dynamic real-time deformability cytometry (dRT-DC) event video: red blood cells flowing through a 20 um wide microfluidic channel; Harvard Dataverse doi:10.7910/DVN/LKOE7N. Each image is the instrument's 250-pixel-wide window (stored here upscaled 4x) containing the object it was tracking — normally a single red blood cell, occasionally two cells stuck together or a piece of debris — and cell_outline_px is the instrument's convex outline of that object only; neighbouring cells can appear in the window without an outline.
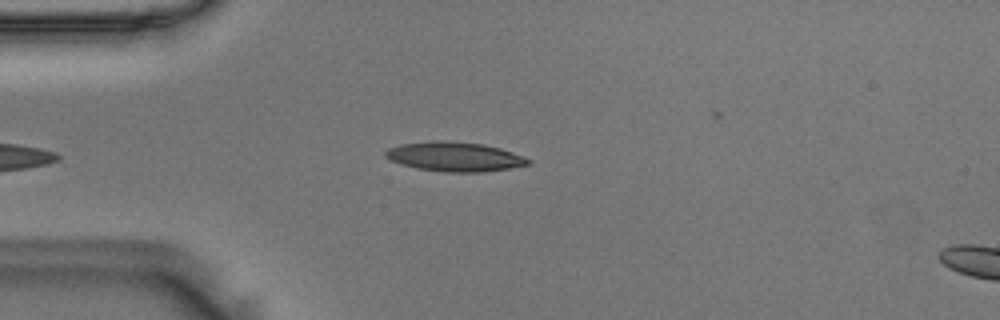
{"species": "Egyptian fruit bat (a non-hibernating species)", "species_latin": "Rousettus aegyptiacus", "temperature_condition": "room temperature", "stored_images_in_passage": 40, "camera_frame_rate_fps": 3000, "um_per_image_px": 0.085, "animal": {"sex": "male"}, "frame": {"image": 1, "passage_image": 2, "time_ms": 0.333, "image_size_px": [1000, 320], "cell_outline_px": [[532, 164], [484, 172], [448, 172], [416, 168], [400, 164], [384, 156], [384, 152], [388, 148], [400, 144], [432, 140], [444, 140], [484, 144], [500, 148], [524, 156], [532, 160]], "centroid_in_image_um": [38.65, 13.31], "position_along_channel_um": 46.4, "area_um2": 24.62}}
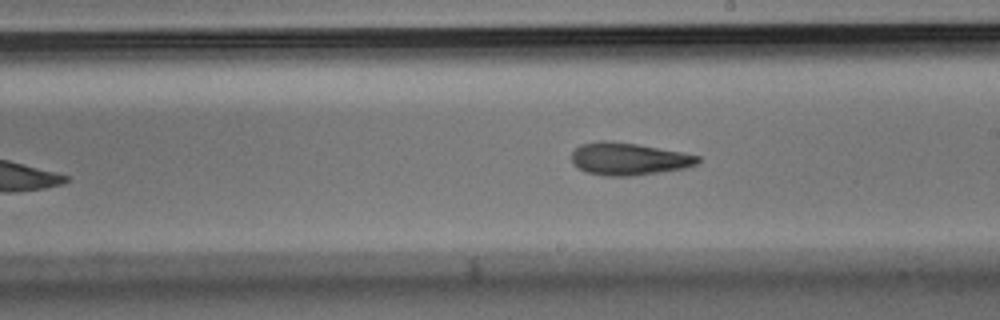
{"frame": {"image": 2, "passage_image": 19, "time_ms": 6.0, "image_size_px": [1000, 320], "cell_outline_px": [[700, 160], [696, 164], [684, 168], [636, 176], [608, 176], [588, 172], [580, 168], [572, 160], [572, 152], [580, 144], [600, 140], [608, 140], [636, 144], [680, 152], [700, 156]], "centroid_in_image_um": [53.43, 13.5], "position_along_channel_um": 235.6, "area_um2": 23.58}}
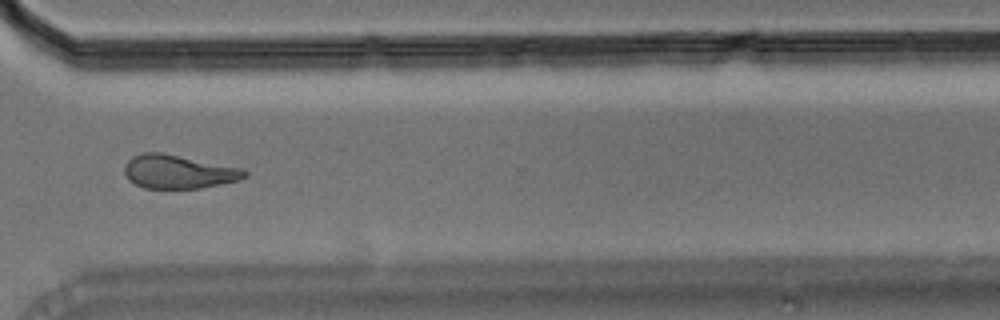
{"frame": {"image": 3, "passage_image": 29, "time_ms": 9.333, "image_size_px": [1000, 320], "cell_outline_px": [[248, 176], [240, 180], [200, 188], [144, 188], [128, 180], [124, 172], [124, 164], [132, 156], [144, 152], [160, 152], [244, 168], [248, 172]], "centroid_in_image_um": [15.18, 14.59], "position_along_channel_um": 355.4, "area_um2": 23.7}, "authors_computed_cell_mechanics": {"area_um2": 23.3512, "velocity_mm_per_s": 3.6056, "shape_relaxation_time_tau1_ms": 6.681, "shape_relaxation_time_tau2_ms": 4.4059, "deformation_change_tau1": 0.175, "deformation_change_tau2": 0.1396}}